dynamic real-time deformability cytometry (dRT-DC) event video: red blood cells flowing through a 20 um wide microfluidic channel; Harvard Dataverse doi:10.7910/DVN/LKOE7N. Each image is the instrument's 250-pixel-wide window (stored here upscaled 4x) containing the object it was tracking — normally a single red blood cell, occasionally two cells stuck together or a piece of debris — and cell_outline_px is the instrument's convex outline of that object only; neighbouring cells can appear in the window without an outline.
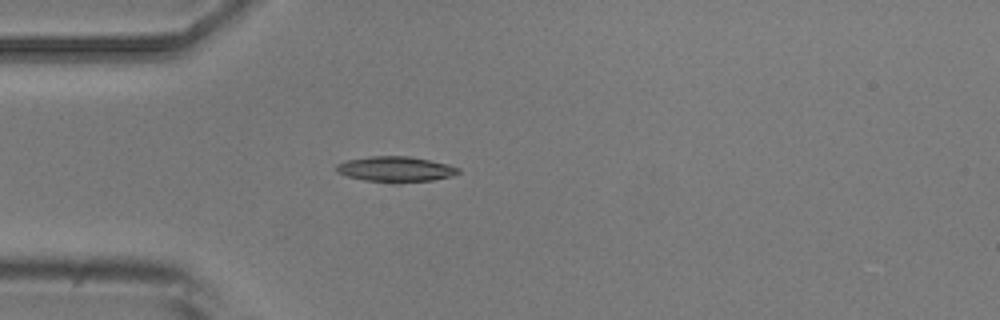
{"species": "common noctule bat (a hibernating species)", "species_latin": "Nyctalus noctula", "temperature_condition": "room temperature", "stored_images_in_passage": 3, "camera_frame_rate_fps": 3000, "um_per_image_px": 0.085, "animal": {"sex": "male", "body_mass_g": 20.5, "forearm_length_mm": 52.5}, "frame": {"image": 1, "passage_image": 3, "time_ms": 3.333, "image_size_px": [1000, 320], "cell_outline_px": [[460, 172], [452, 176], [432, 180], [400, 184], [392, 184], [364, 180], [348, 176], [336, 172], [336, 164], [348, 160], [368, 156], [408, 156], [448, 164], [460, 168]], "centroid_in_image_um": [33.63, 14.4], "position_along_channel_um": 51.4, "area_um2": 18.38}}